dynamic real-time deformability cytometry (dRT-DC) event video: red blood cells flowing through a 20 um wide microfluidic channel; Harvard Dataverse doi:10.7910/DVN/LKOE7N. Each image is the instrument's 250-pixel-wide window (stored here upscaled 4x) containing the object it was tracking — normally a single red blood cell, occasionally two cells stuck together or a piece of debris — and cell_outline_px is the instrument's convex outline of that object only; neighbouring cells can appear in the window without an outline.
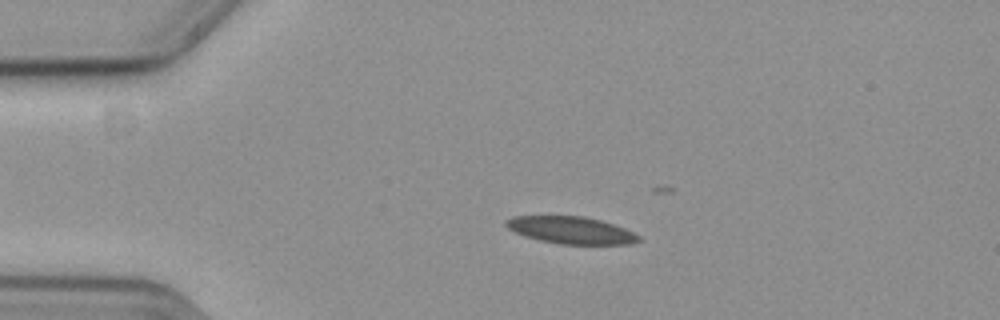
{"species": "common noctule bat (a hibernating species)", "species_latin": "Nyctalus noctula", "temperature_condition": "cold", "stored_images_in_passage": 10, "camera_frame_rate_fps": 3000, "um_per_image_px": 0.085, "animal": {"sex": "female", "body_mass_g": 19.3, "forearm_length_mm": 54.1}, "frame": {"image": 1, "passage_image": 2, "time_ms": 0.333, "image_size_px": [1000, 320], "cell_outline_px": [[640, 240], [632, 244], [560, 244], [540, 240], [524, 236], [508, 228], [504, 224], [504, 220], [512, 216], [584, 216], [600, 220], [624, 228], [640, 236]], "centroid_in_image_um": [48.51, 19.56], "position_along_channel_um": 36.5, "area_um2": 20.92}}
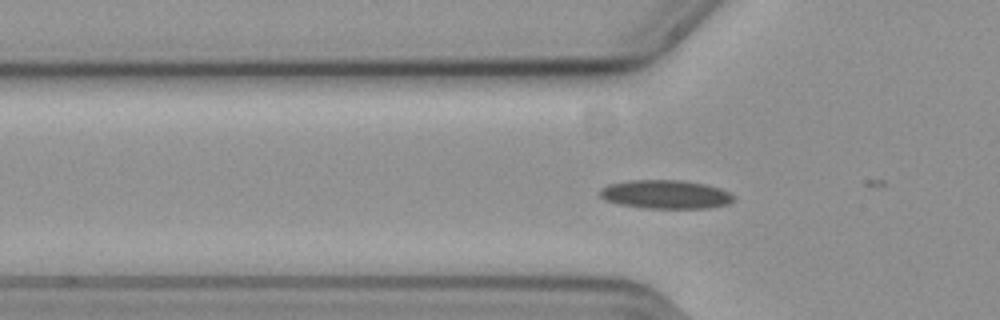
{"frame": {"image": 2, "passage_image": 8, "time_ms": 2.333, "image_size_px": [1000, 320], "cell_outline_px": [[736, 200], [728, 204], [708, 208], [644, 208], [616, 204], [604, 200], [600, 196], [600, 188], [608, 184], [628, 180], [680, 180], [704, 184], [720, 188], [736, 196]], "centroid_in_image_um": [56.56, 16.53], "position_along_channel_um": 69.2, "area_um2": 22.6}}